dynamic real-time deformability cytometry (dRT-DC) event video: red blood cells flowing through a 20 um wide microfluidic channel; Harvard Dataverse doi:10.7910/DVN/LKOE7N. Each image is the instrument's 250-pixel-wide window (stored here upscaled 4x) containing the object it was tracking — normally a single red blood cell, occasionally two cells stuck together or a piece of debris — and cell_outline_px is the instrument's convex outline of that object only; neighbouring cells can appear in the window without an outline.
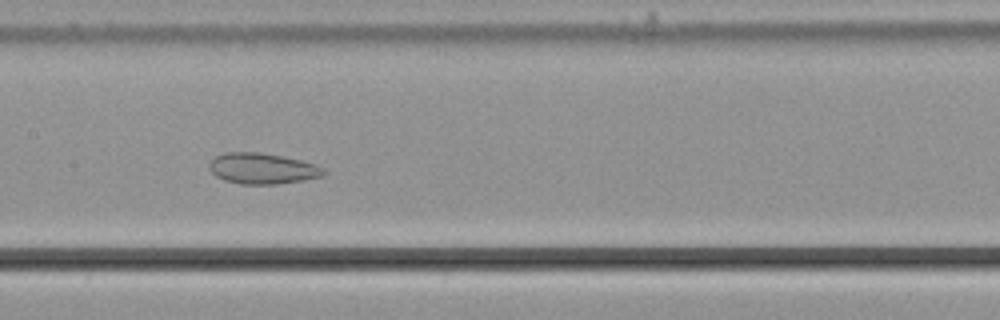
{"species": "common noctule bat (a hibernating species)", "species_latin": "Nyctalus noctula", "temperature_condition": "cold", "stored_images_in_passage": 58, "segment_of_instrument_passage": [1, 2], "camera_frame_rate_fps": 3000, "um_per_image_px": 0.085, "animal": {"sex": "male", "body_mass_g": 21.5, "forearm_length_mm": 52.0}, "frame": {"image": 1, "passage_image": 29, "time_ms": 9.333, "image_size_px": [1000, 320], "cell_outline_px": [[328, 172], [324, 176], [304, 180], [276, 184], [240, 184], [224, 180], [216, 176], [208, 168], [208, 164], [216, 156], [224, 152], [260, 152], [300, 160], [316, 164], [324, 168]], "centroid_in_image_um": [22.32, 14.33], "position_along_channel_um": 185.1, "area_um2": 20.69}}
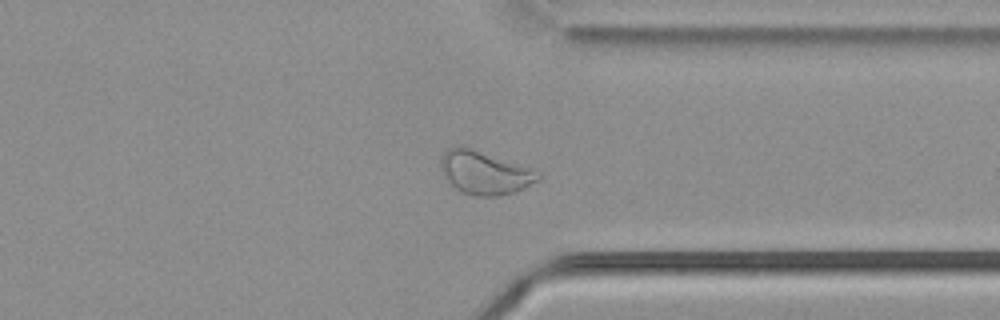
{"frame": {"image": 2, "passage_image": 44, "time_ms": 14.333, "image_size_px": [1000, 320], "cell_outline_px": [[540, 180], [516, 192], [500, 196], [472, 196], [460, 192], [448, 184], [440, 172], [440, 160], [444, 152], [448, 148], [456, 144], [460, 144], [472, 148], [540, 172]], "centroid_in_image_um": [41.12, 14.69], "position_along_channel_um": 370.3, "area_um2": 25.03}}
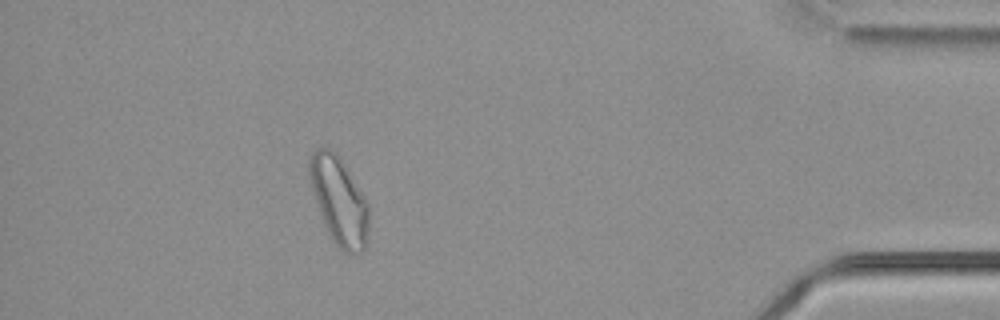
{"frame": {"image": 3, "passage_image": 51, "time_ms": 16.667, "image_size_px": [1000, 320], "cell_outline_px": [[368, 232], [364, 248], [360, 252], [344, 252], [336, 244], [324, 228], [312, 192], [308, 176], [308, 160], [312, 152], [316, 148], [328, 148], [336, 152], [340, 156], [368, 200]], "centroid_in_image_um": [28.79, 17.01], "position_along_channel_um": 406.4, "area_um2": 30.81}}